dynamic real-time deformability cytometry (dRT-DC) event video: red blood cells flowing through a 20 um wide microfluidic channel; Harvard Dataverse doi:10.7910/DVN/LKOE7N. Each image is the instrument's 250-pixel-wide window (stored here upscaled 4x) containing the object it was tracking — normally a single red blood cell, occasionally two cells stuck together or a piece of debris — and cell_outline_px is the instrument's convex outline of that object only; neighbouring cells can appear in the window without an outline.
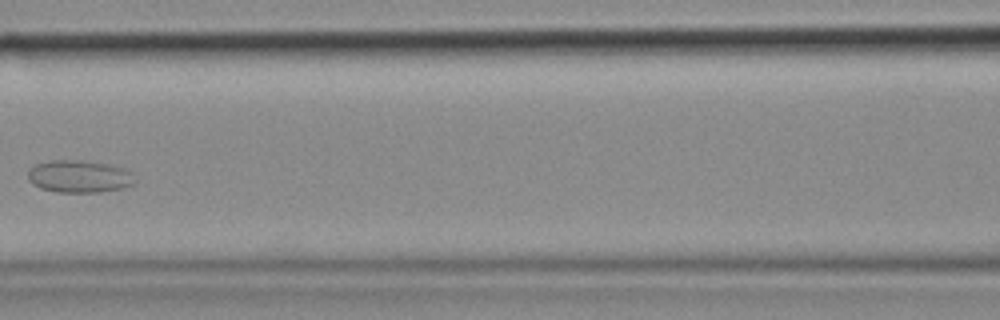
{"species": "common noctule bat (a hibernating species)", "species_latin": "Nyctalus noctula", "temperature_condition": "cold", "stored_images_in_passage": 7, "camera_frame_rate_fps": 3000, "um_per_image_px": 0.085, "animal": {"sex": "female", "body_mass_g": 18.4}, "frame": {"image": 1, "passage_image": 6, "time_ms": 1.667, "image_size_px": [1000, 320], "cell_outline_px": [[132, 184], [120, 188], [100, 192], [56, 192], [40, 188], [32, 184], [28, 180], [28, 168], [36, 164], [52, 160], [80, 160], [104, 164], [120, 168], [132, 172]], "centroid_in_image_um": [6.63, 15.0], "position_along_channel_um": 160.0, "area_um2": 19.88}}